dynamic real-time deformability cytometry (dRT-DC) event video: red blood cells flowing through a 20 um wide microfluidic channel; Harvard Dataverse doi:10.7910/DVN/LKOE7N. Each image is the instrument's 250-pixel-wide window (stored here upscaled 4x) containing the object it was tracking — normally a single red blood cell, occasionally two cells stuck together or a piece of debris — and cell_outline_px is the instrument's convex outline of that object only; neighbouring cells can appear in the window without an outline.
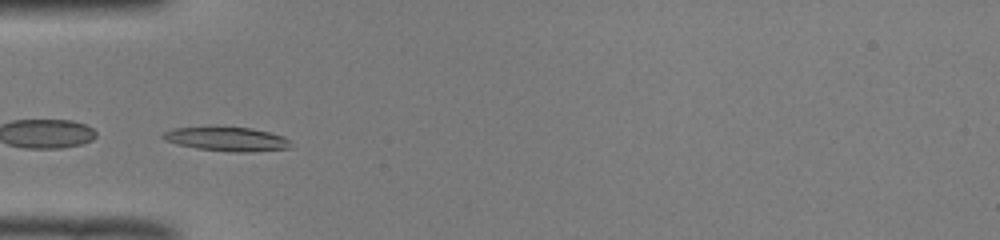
{"species": "common noctule bat (a hibernating species)", "species_latin": "Nyctalus noctula", "temperature_condition": "room temperature", "stored_images_in_passage": 39, "segment_of_instrument_passage": [2, 2], "camera_frame_rate_fps": 3000, "um_per_image_px": 0.085, "animal": {"sex": "male", "body_mass_g": 19.0, "forearm_length_mm": 50.8}, "frame": {"image": 1, "passage_image": 10, "time_ms": 3.0, "image_size_px": [1000, 240], "cell_outline_px": [[292, 148], [248, 152], [236, 152], [196, 148], [176, 144], [164, 140], [160, 136], [164, 132], [172, 128], [252, 128], [284, 136], [288, 140]], "centroid_in_image_um": [19.28, 11.83], "position_along_channel_um": 65.7, "area_um2": 17.57}}
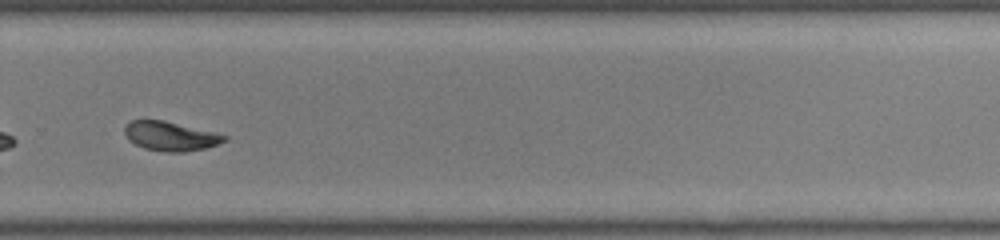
{"frame": {"image": 2, "passage_image": 29, "time_ms": 9.333, "image_size_px": [1000, 240], "cell_outline_px": [[228, 140], [220, 144], [208, 148], [184, 152], [164, 152], [144, 148], [128, 140], [124, 132], [124, 124], [132, 120], [164, 120], [216, 132], [228, 136]], "centroid_in_image_um": [14.52, 11.57], "position_along_channel_um": 315.3, "area_um2": 17.34}}
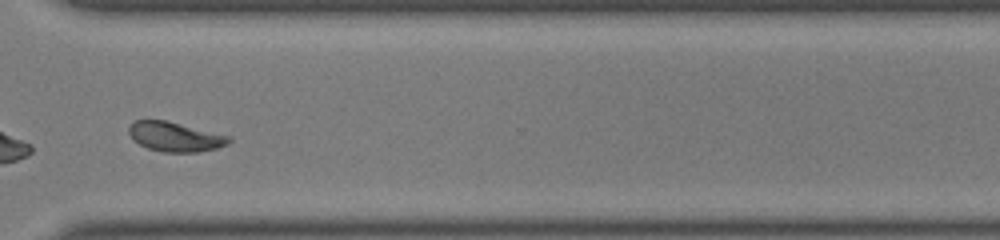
{"frame": {"image": 3, "passage_image": 32, "time_ms": 10.333, "image_size_px": [1000, 240], "cell_outline_px": [[232, 140], [228, 144], [216, 148], [200, 152], [164, 152], [148, 148], [140, 144], [128, 132], [128, 128], [136, 120], [168, 120], [232, 136]], "centroid_in_image_um": [14.96, 11.61], "position_along_channel_um": 355.6, "area_um2": 17.28}}